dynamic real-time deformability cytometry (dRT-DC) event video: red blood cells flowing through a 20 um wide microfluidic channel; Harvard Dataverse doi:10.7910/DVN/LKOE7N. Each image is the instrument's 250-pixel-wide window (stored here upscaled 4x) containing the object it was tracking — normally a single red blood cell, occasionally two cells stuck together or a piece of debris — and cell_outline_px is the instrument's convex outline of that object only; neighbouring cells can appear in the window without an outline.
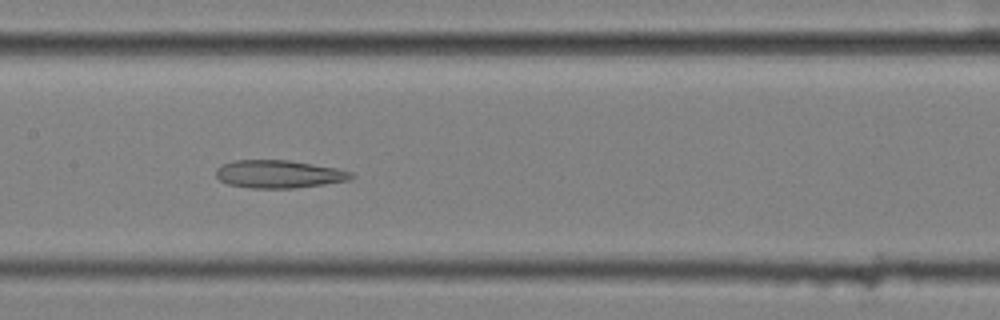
{"species": "common noctule bat (a hibernating species)", "species_latin": "Nyctalus noctula", "temperature_condition": "cold", "stored_images_in_passage": 9, "camera_frame_rate_fps": 3000, "um_per_image_px": 0.085, "animal": {"sex": "female", "body_mass_g": 25.1}, "frame": {"image": 1, "passage_image": 8, "time_ms": 2.333, "image_size_px": [1000, 320], "cell_outline_px": [[356, 176], [348, 180], [324, 184], [296, 188], [252, 188], [228, 184], [220, 180], [216, 176], [216, 168], [220, 164], [232, 160], [288, 160], [336, 168], [352, 172]], "centroid_in_image_um": [23.68, 14.79], "position_along_channel_um": 183.7, "area_um2": 22.02}}
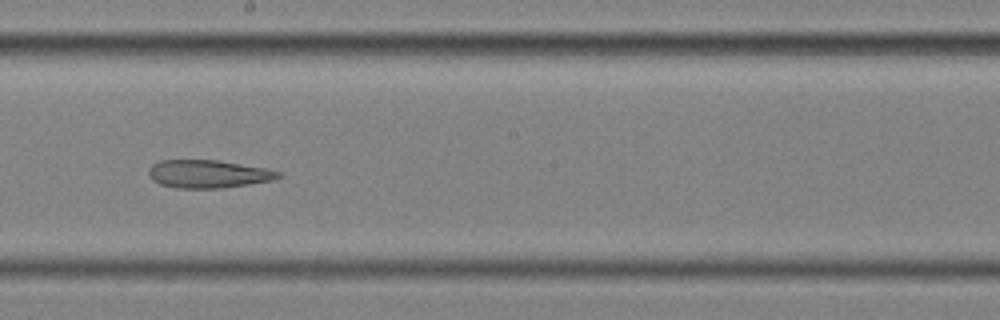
{"frame": {"image": 2, "passage_image": 9, "time_ms": 2.667, "image_size_px": [1000, 320], "cell_outline_px": [[284, 176], [272, 180], [248, 184], [220, 188], [176, 188], [160, 184], [152, 180], [148, 176], [148, 168], [152, 164], [160, 160], [216, 160], [268, 168], [280, 172]], "centroid_in_image_um": [17.68, 14.78], "position_along_channel_um": 230.5, "area_um2": 21.27}}